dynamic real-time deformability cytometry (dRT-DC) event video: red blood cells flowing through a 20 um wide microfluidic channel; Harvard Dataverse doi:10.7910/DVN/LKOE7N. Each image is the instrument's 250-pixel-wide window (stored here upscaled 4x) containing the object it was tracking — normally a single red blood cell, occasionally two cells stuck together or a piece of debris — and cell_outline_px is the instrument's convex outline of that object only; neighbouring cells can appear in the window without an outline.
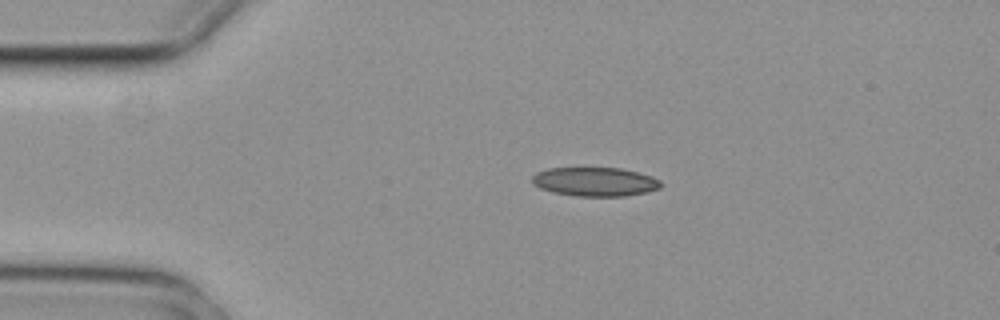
{"species": "common noctule bat (a hibernating species)", "species_latin": "Nyctalus noctula", "temperature_condition": "cold", "stored_images_in_passage": 2, "camera_frame_rate_fps": 3000, "um_per_image_px": 0.085, "animal": {"sex": "female", "body_mass_g": 29.2, "forearm_length_mm": 56.3}, "frame": {"image": 1, "passage_image": 1, "time_ms": 0.0, "image_size_px": [1000, 320], "cell_outline_px": [[660, 188], [648, 192], [624, 196], [576, 196], [552, 192], [540, 188], [532, 184], [532, 176], [536, 172], [548, 168], [620, 168], [652, 176], [660, 180]], "centroid_in_image_um": [50.55, 15.45], "position_along_channel_um": 34.5, "area_um2": 21.73}}